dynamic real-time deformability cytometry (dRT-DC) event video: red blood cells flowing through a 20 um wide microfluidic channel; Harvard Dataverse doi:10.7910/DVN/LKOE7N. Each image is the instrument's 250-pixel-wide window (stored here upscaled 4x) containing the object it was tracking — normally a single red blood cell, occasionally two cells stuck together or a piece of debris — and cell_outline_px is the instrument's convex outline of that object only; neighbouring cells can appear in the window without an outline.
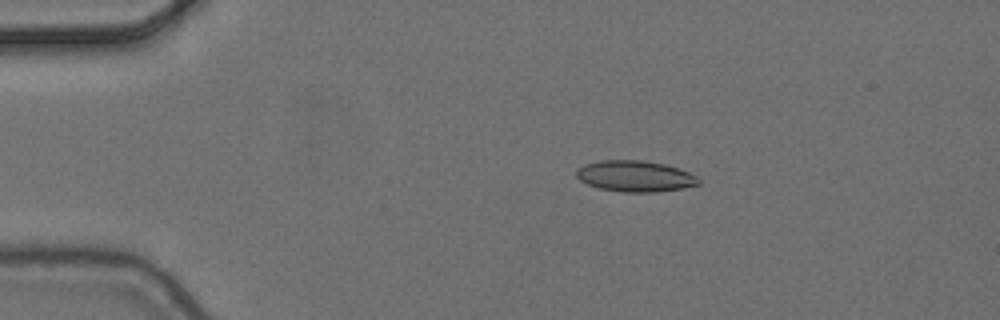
{"species": "common noctule bat (a hibernating species)", "species_latin": "Nyctalus noctula", "temperature_condition": "cold", "stored_images_in_passage": 6, "camera_frame_rate_fps": 3000, "um_per_image_px": 0.085, "animal": {"sex": "female", "body_mass_g": 24.6, "forearm_length_mm": 56.2}, "frame": {"image": 1, "passage_image": 3, "time_ms": 0.667, "image_size_px": [1000, 320], "cell_outline_px": [[700, 184], [684, 188], [656, 192], [624, 192], [600, 188], [588, 184], [580, 180], [576, 176], [576, 172], [584, 164], [600, 160], [644, 160], [664, 164], [680, 168], [696, 176], [700, 180]], "centroid_in_image_um": [54.01, 14.97], "position_along_channel_um": 31.0, "area_um2": 22.14}}
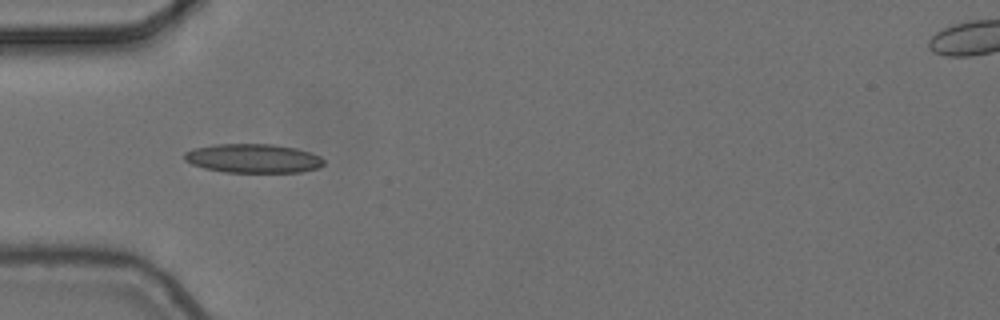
{"frame": {"image": 2, "passage_image": 5, "time_ms": 1.333, "image_size_px": [1000, 320], "cell_outline_px": [[324, 164], [320, 168], [300, 172], [224, 172], [204, 168], [192, 164], [184, 160], [184, 152], [192, 148], [216, 144], [272, 144], [296, 148], [320, 156], [324, 160]], "centroid_in_image_um": [21.5, 13.46], "position_along_channel_um": 63.5, "area_um2": 23.64}}
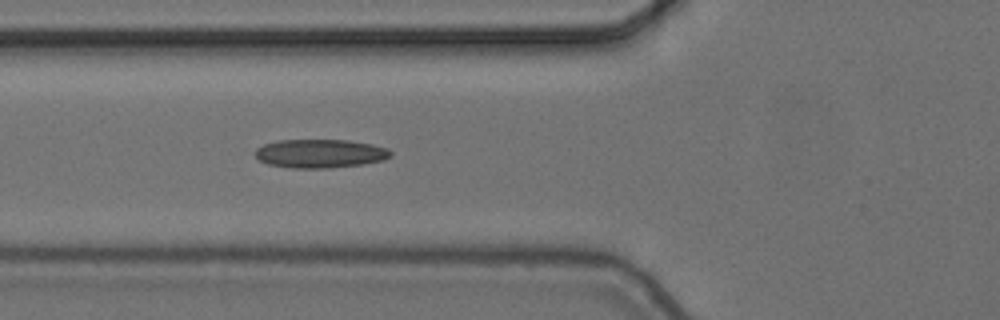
{"frame": {"image": 3, "passage_image": 6, "time_ms": 1.667, "image_size_px": [1000, 320], "cell_outline_px": [[392, 156], [384, 160], [360, 164], [328, 168], [292, 168], [268, 164], [260, 160], [256, 156], [256, 148], [264, 144], [280, 140], [348, 140], [372, 144], [388, 148], [392, 152]], "centroid_in_image_um": [27.23, 13.05], "position_along_channel_um": 98.6, "area_um2": 22.54}}